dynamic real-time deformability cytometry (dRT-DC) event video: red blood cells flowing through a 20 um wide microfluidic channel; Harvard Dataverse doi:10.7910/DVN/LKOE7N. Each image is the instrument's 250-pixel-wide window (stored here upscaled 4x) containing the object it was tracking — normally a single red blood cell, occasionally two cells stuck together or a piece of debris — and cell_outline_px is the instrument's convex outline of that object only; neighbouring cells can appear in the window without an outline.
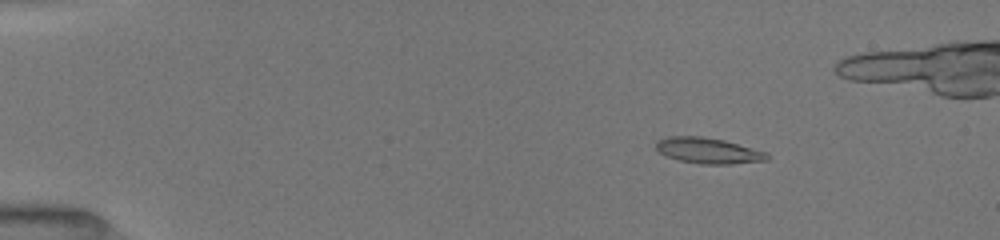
{"species": "common noctule bat (a hibernating species)", "species_latin": "Nyctalus noctula", "temperature_condition": "room temperature", "stored_images_in_passage": 54, "camera_frame_rate_fps": 3000, "um_per_image_px": 0.085, "animal": {"sex": "female", "body_mass_g": 19.5, "forearm_length_mm": 54.1}, "frame": {"image": 1, "passage_image": 9, "time_ms": 2.667, "image_size_px": [1000, 240], "cell_outline_px": [[772, 156], [768, 160], [732, 164], [700, 164], [680, 160], [664, 156], [656, 148], [656, 140], [668, 136], [704, 136], [724, 140], [768, 152]], "centroid_in_image_um": [60.22, 12.8], "position_along_channel_um": 24.8, "area_um2": 16.94}}
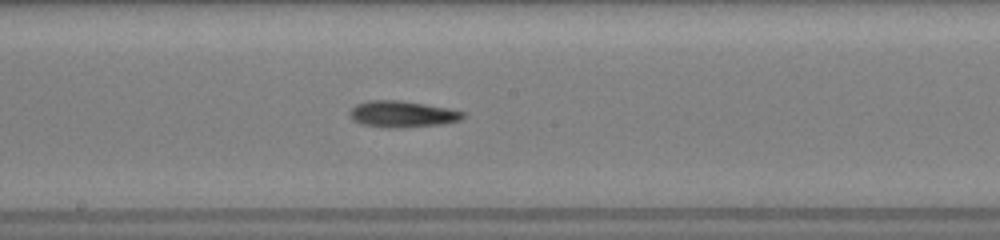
{"frame": {"image": 2, "passage_image": 30, "time_ms": 9.667, "image_size_px": [1000, 240], "cell_outline_px": [[468, 116], [460, 120], [444, 124], [404, 128], [388, 128], [360, 124], [352, 120], [348, 116], [348, 112], [356, 104], [368, 100], [400, 100], [448, 108], [468, 112]], "centroid_in_image_um": [34.21, 9.71], "position_along_channel_um": 214.0, "area_um2": 17.92}}
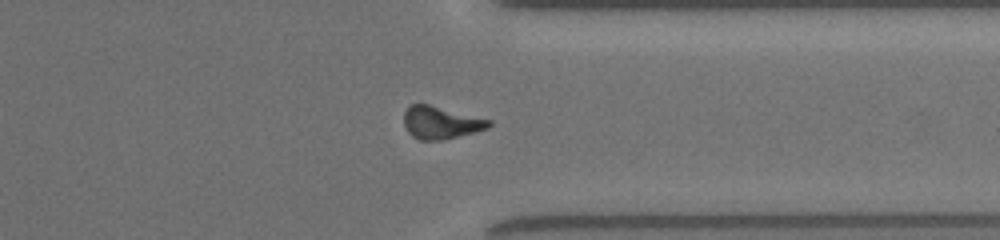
{"frame": {"image": 3, "passage_image": 42, "time_ms": 13.667, "image_size_px": [1000, 240], "cell_outline_px": [[492, 124], [488, 128], [476, 132], [444, 140], [420, 140], [412, 136], [404, 128], [404, 112], [412, 104], [428, 104], [492, 120]], "centroid_in_image_um": [37.48, 10.43], "position_along_channel_um": 373.9, "area_um2": 16.18}, "authors_computed_cell_mechanics": {"area_um2": 16.4152, "velocity_mm_per_s": 4.026, "shape_relaxation_time_tau1_ms": 3.4748, "shape_relaxation_time_tau2_ms": null, "deformation_change_tau1": 0.1516, "deformation_change_tau2": null}}